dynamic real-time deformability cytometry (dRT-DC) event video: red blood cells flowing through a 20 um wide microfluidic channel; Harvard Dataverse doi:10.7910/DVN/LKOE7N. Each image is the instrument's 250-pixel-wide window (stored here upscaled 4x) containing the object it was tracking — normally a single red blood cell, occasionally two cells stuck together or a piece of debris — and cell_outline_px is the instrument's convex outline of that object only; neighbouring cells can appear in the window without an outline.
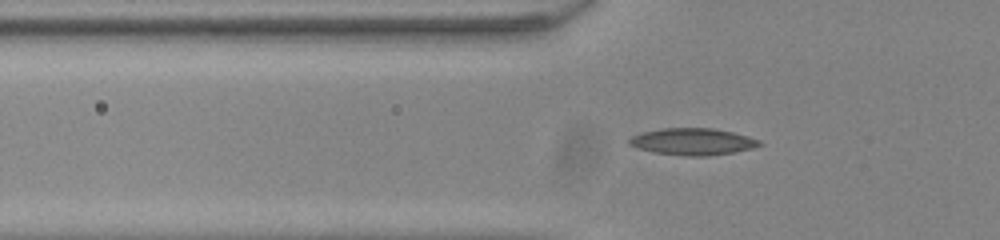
{"species": "common noctule bat (a hibernating species)", "species_latin": "Nyctalus noctula", "temperature_condition": "room temperature", "stored_images_in_passage": 35, "camera_frame_rate_fps": 3000, "um_per_image_px": 0.085, "animal": {"sex": "male", "body_mass_g": 20.0, "forearm_length_mm": 53.3}, "frame": {"image": 1, "passage_image": 5, "time_ms": 1.333, "image_size_px": [1000, 240], "cell_outline_px": [[764, 144], [752, 148], [736, 152], [708, 156], [684, 156], [652, 152], [636, 148], [628, 144], [628, 140], [632, 136], [644, 132], [660, 128], [712, 128], [732, 132], [748, 136], [760, 140]], "centroid_in_image_um": [58.88, 12.04], "position_along_channel_um": 66.9, "area_um2": 20.52}}
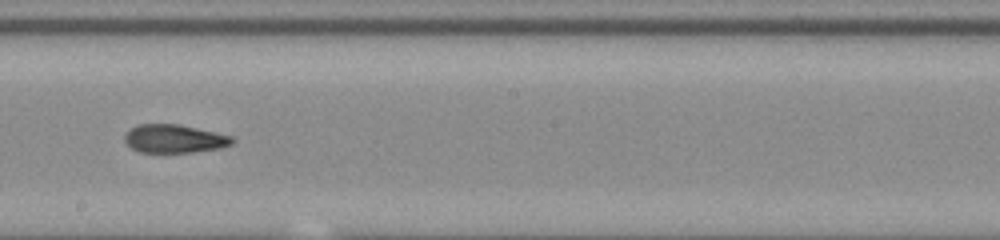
{"frame": {"image": 2, "passage_image": 18, "time_ms": 5.667, "image_size_px": [1000, 240], "cell_outline_px": [[236, 140], [232, 144], [220, 148], [192, 152], [140, 152], [132, 148], [124, 140], [124, 136], [136, 124], [180, 124], [232, 136]], "centroid_in_image_um": [14.84, 11.78], "position_along_channel_um": 233.4, "area_um2": 17.69}}
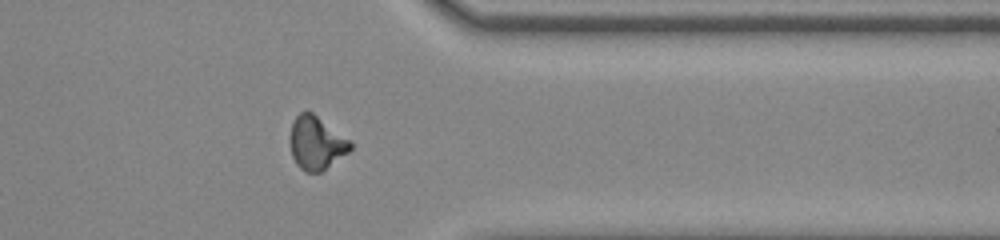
{"frame": {"image": 3, "passage_image": 30, "time_ms": 9.667, "image_size_px": [1000, 240], "cell_outline_px": [[352, 148], [348, 152], [320, 172], [304, 172], [296, 164], [292, 156], [292, 124], [296, 116], [300, 112], [312, 112], [352, 140]], "centroid_in_image_um": [26.93, 12.15], "position_along_channel_um": 384.5, "area_um2": 18.44}}